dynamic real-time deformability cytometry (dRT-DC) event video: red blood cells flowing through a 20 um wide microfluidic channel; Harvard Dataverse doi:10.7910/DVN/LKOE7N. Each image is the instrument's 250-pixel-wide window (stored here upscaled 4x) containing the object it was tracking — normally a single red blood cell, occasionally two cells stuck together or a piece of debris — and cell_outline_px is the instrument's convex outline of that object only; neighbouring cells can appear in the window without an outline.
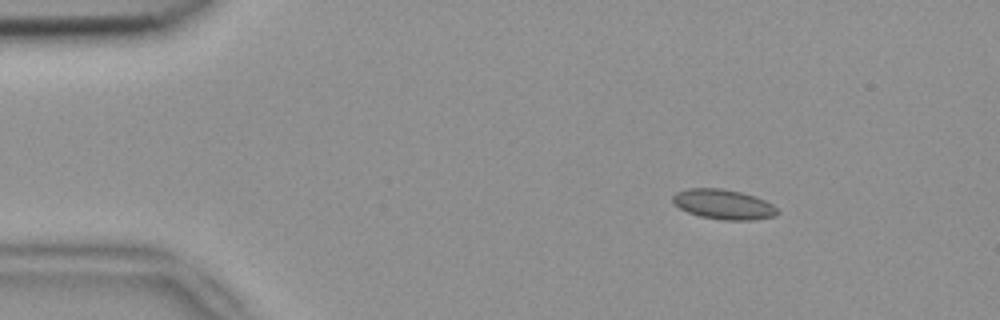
{"species": "common noctule bat (a hibernating species)", "species_latin": "Nyctalus noctula", "temperature_condition": "room temperature", "stored_images_in_passage": 5, "camera_frame_rate_fps": 3000, "um_per_image_px": 0.085, "animal": {"sex": "female", "body_mass_g": 18.4}, "frame": {"image": 1, "passage_image": 2, "time_ms": 0.333, "image_size_px": [1000, 320], "cell_outline_px": [[780, 212], [776, 216], [752, 220], [724, 220], [700, 216], [688, 212], [672, 204], [672, 196], [676, 192], [688, 188], [724, 188], [756, 196], [772, 204]], "centroid_in_image_um": [61.49, 17.36], "position_along_channel_um": 23.5, "area_um2": 18.38}}
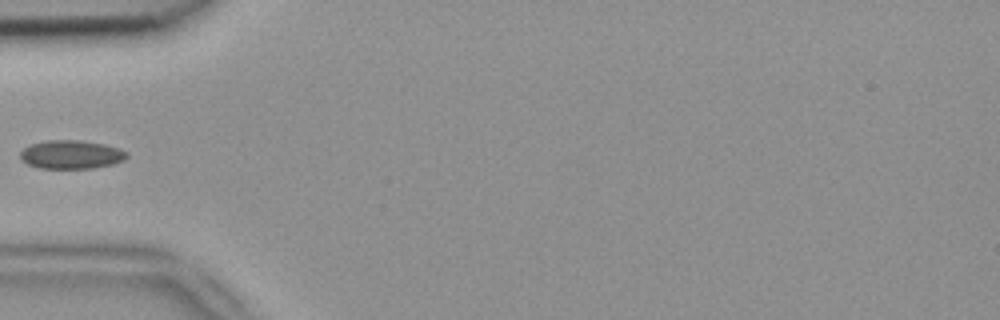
{"frame": {"image": 2, "passage_image": 5, "time_ms": 1.333, "image_size_px": [1000, 320], "cell_outline_px": [[128, 156], [124, 160], [112, 164], [92, 168], [40, 168], [28, 164], [20, 160], [20, 152], [24, 148], [32, 144], [48, 140], [80, 140], [104, 144], [120, 148], [128, 152]], "centroid_in_image_um": [6.07, 13.13], "position_along_channel_um": 78.9, "area_um2": 17.74}}